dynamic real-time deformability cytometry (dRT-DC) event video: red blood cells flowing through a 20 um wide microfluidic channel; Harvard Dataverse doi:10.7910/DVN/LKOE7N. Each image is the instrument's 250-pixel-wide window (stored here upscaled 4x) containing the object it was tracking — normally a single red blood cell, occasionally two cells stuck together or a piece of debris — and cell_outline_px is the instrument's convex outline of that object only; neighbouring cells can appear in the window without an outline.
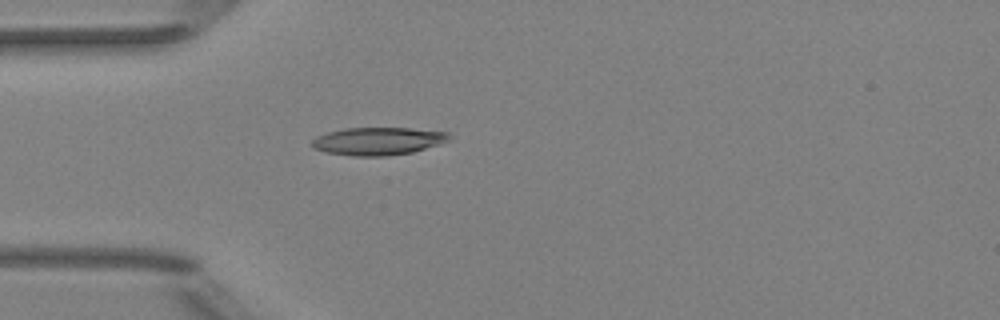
{"species": "Egyptian fruit bat (a non-hibernating species)", "species_latin": "Rousettus aegyptiacus", "temperature_condition": "room temperature", "stored_images_in_passage": 2, "camera_frame_rate_fps": 3000, "um_per_image_px": 0.085, "animal": {"sex": "female"}, "frame": {"image": 1, "passage_image": 2, "time_ms": 1.0, "image_size_px": [1000, 320], "cell_outline_px": [[452, 136], [448, 140], [440, 144], [412, 152], [384, 156], [352, 156], [324, 152], [312, 148], [312, 140], [316, 136], [328, 132], [344, 128], [412, 128], [448, 132]], "centroid_in_image_um": [32.12, 11.99], "position_along_channel_um": 52.9, "area_um2": 22.31}}